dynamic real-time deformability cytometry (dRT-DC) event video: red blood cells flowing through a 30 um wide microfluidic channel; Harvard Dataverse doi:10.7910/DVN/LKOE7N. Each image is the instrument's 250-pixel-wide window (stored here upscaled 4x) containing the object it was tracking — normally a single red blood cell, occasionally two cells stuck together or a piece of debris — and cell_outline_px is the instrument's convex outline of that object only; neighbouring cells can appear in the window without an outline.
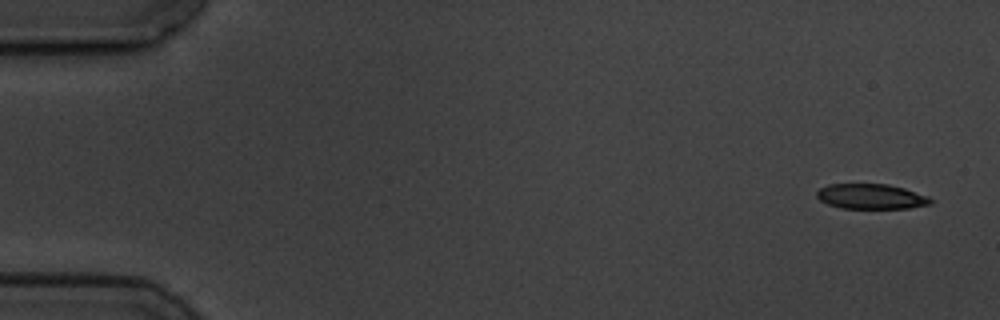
{"species": "common noctule bat (a hibernating species)", "species_latin": "Nyctalus noctula", "temperature_condition": "cold", "stored_images_in_passage": 5, "camera_frame_rate_fps": 3000, "um_per_image_px": 0.085, "animal": {"sex": "male", "body_mass_g": 19.5, "forearm_length_mm": 54.6}, "frame": {"image": 1, "passage_image": 1, "time_ms": 0.0, "image_size_px": [1000, 320], "cell_outline_px": [[932, 204], [908, 208], [840, 208], [828, 204], [820, 200], [816, 196], [816, 192], [820, 188], [828, 184], [888, 184], [904, 188], [928, 196], [932, 200]], "centroid_in_image_um": [74.03, 16.7], "position_along_channel_um": 11.0, "area_um2": 16.65}}
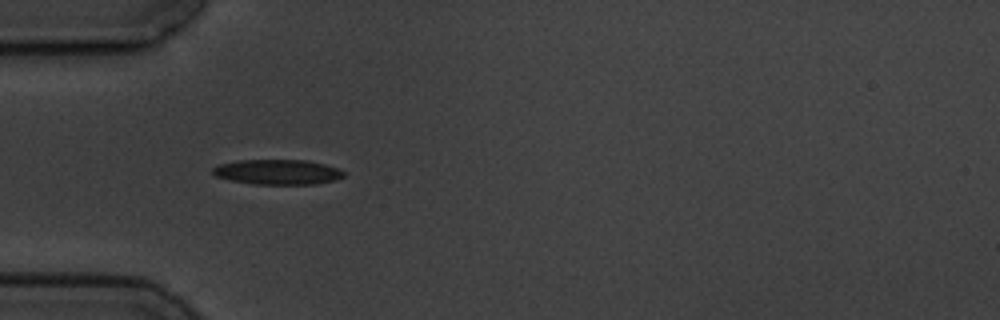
{"frame": {"image": 2, "passage_image": 5, "time_ms": 5.0, "image_size_px": [1000, 320], "cell_outline_px": [[344, 176], [332, 180], [316, 184], [252, 184], [232, 180], [216, 176], [212, 172], [212, 168], [220, 164], [240, 160], [304, 160], [324, 164], [336, 168], [344, 172]], "centroid_in_image_um": [23.57, 14.62], "position_along_channel_um": 61.4, "area_um2": 18.84}}